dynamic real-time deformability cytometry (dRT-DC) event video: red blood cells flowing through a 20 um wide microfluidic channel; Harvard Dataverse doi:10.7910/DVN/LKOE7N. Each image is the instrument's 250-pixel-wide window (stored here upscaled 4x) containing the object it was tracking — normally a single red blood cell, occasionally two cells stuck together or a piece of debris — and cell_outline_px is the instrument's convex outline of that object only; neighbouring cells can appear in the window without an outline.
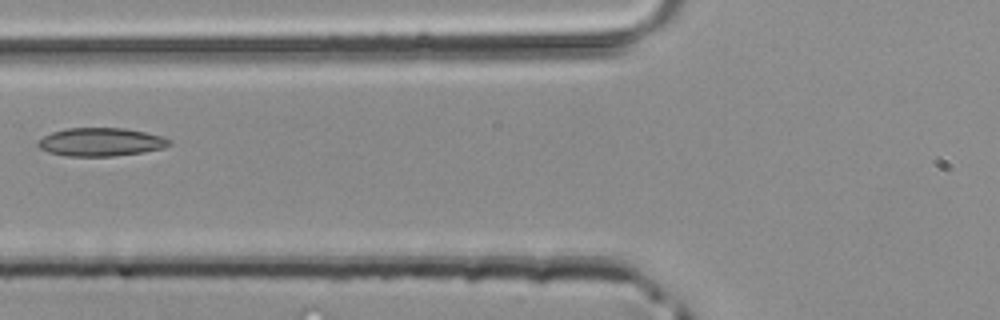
{"species": "common noctule bat (a hibernating species)", "species_latin": "Nyctalus noctula", "temperature_condition": "room temperature", "stored_images_in_passage": 5, "camera_frame_rate_fps": 3000, "um_per_image_px": 0.085, "animal": {"sex": "male", "body_mass_g": 20.4}, "frame": {"image": 1, "passage_image": 5, "time_ms": 1.333, "image_size_px": [1000, 320], "cell_outline_px": [[172, 144], [164, 148], [144, 152], [112, 156], [68, 156], [48, 152], [40, 148], [36, 144], [36, 140], [52, 132], [68, 128], [124, 128], [144, 132], [160, 136], [172, 140]], "centroid_in_image_um": [8.56, 12.07], "position_along_channel_um": 117.2, "area_um2": 21.68}}